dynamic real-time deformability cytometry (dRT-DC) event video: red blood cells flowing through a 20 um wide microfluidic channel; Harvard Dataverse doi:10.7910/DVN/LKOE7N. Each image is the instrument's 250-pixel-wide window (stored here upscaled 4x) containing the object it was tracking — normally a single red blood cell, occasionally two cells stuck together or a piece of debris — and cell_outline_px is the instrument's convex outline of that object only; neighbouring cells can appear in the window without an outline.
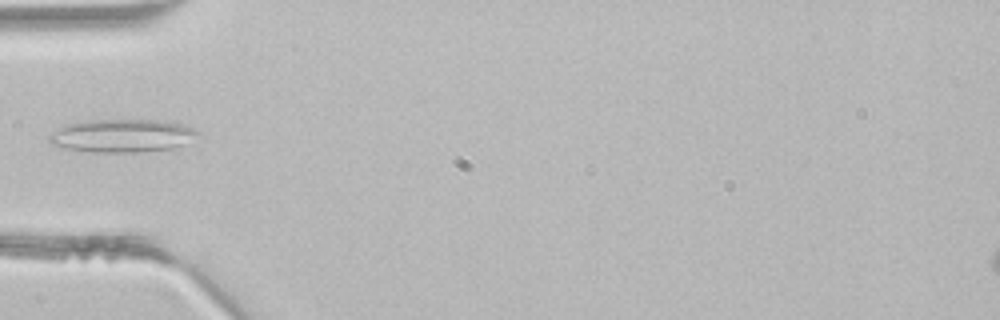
{"species": "common noctule bat (a hibernating species)", "species_latin": "Nyctalus noctula", "temperature_condition": "room temperature", "stored_images_in_passage": 4, "camera_frame_rate_fps": 3000, "um_per_image_px": 0.085, "animal": {"sex": "male", "body_mass_g": 21.5, "forearm_length_mm": 52.0}, "frame": {"image": 1, "passage_image": 4, "time_ms": 1.0, "image_size_px": [1000, 320], "cell_outline_px": [[200, 132], [184, 144], [176, 148], [136, 152], [92, 152], [68, 148], [52, 144], [48, 140], [48, 136], [64, 124], [88, 120], [160, 120], [184, 124]], "centroid_in_image_um": [10.38, 11.53], "position_along_channel_um": 74.6, "area_um2": 28.5}}